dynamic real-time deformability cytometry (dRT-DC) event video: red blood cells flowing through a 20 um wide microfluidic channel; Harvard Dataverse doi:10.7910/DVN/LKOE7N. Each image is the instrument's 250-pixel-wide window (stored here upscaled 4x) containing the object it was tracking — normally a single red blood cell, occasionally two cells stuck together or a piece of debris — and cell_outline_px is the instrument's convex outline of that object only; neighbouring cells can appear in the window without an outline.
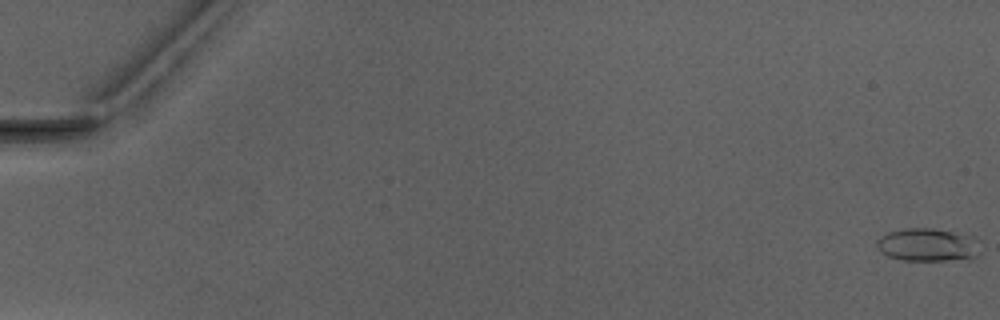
{"species": "Egyptian fruit bat (a non-hibernating species)", "species_latin": "Rousettus aegyptiacus", "temperature_condition": "warm", "stored_images_in_passage": 5, "camera_frame_rate_fps": 3000, "um_per_image_px": 0.085, "animal": {"sex": "male"}, "frame": {"image": 1, "passage_image": 1, "time_ms": 0.0, "image_size_px": [1000, 320], "cell_outline_px": [[980, 252], [972, 260], [904, 260], [888, 256], [880, 252], [876, 248], [876, 240], [880, 236], [888, 232], [904, 228], [932, 228], [972, 236]], "centroid_in_image_um": [78.81, 20.82], "position_along_channel_um": 6.2, "area_um2": 20.0}}